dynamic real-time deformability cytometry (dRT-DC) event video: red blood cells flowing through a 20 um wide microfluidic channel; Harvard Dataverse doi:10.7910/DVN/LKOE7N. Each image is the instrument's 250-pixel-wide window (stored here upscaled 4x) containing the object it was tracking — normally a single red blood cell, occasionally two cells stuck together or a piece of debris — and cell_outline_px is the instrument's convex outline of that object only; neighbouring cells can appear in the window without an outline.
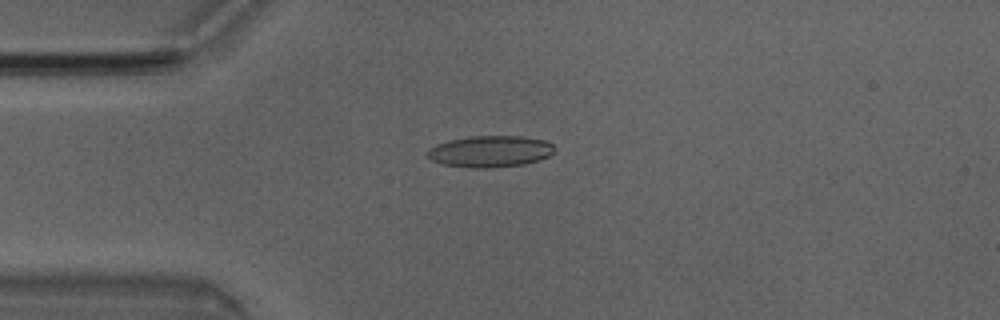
{"species": "Egyptian fruit bat (a non-hibernating species)", "species_latin": "Rousettus aegyptiacus", "temperature_condition": "room temperature", "stored_images_in_passage": 2, "camera_frame_rate_fps": 3000, "um_per_image_px": 0.085, "animal": {"sex": "male"}, "frame": {"image": 1, "passage_image": 2, "time_ms": 0.333, "image_size_px": [1000, 320], "cell_outline_px": [[556, 148], [548, 156], [540, 160], [524, 164], [492, 168], [472, 168], [440, 164], [432, 160], [428, 156], [428, 148], [436, 144], [448, 140], [472, 136], [524, 136], [544, 140], [552, 144]], "centroid_in_image_um": [41.66, 12.87], "position_along_channel_um": 43.3, "area_um2": 23.47}}